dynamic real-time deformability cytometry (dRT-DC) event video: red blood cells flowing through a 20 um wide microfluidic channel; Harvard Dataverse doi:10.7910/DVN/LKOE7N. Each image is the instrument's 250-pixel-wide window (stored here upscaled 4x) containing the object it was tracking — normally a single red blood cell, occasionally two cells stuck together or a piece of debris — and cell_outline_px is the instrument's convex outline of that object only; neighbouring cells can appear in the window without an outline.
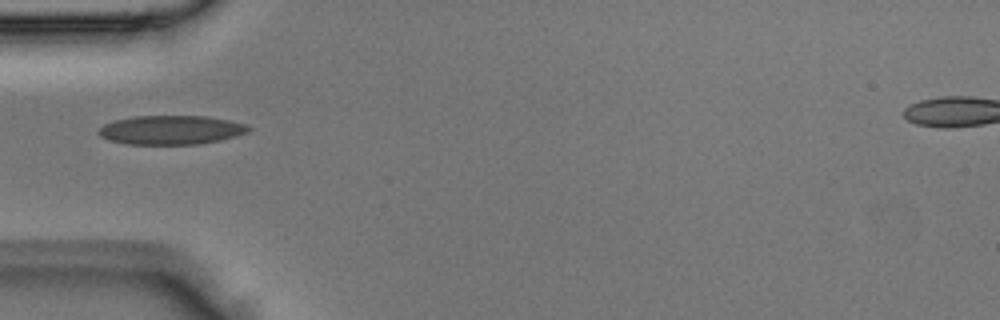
{"species": "Egyptian fruit bat (a non-hibernating species)", "species_latin": "Rousettus aegyptiacus", "temperature_condition": "room temperature", "stored_images_in_passage": 1, "camera_frame_rate_fps": 3000, "um_per_image_px": 0.085, "animal": {"sex": "male"}, "frame": {"image": 1, "passage_image": 1, "time_ms": 0.0, "image_size_px": [1000, 320], "cell_outline_px": [[252, 128], [248, 132], [236, 136], [220, 140], [200, 144], [128, 144], [108, 140], [100, 136], [96, 132], [104, 124], [116, 120], [136, 116], [208, 116], [228, 120], [244, 124]], "centroid_in_image_um": [14.53, 11.05], "position_along_channel_um": 70.5, "area_um2": 25.32}}